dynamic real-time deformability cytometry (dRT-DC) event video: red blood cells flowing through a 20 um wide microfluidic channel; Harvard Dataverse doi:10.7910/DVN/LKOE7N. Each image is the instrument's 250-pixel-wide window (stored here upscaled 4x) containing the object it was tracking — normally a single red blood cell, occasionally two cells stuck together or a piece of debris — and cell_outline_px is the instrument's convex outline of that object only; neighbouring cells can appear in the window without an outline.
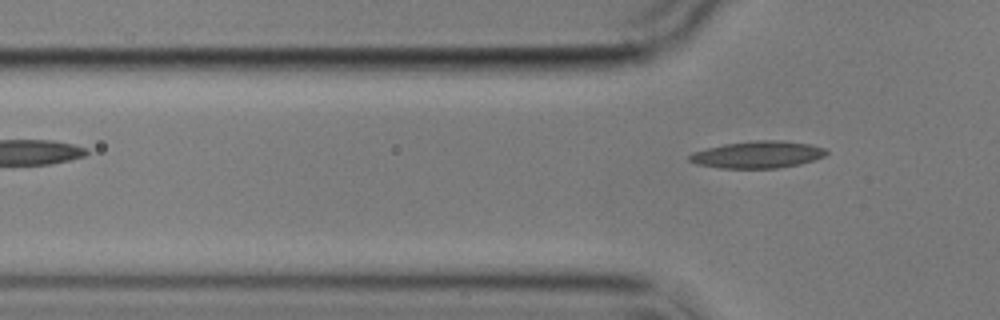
{"species": "common noctule bat (a hibernating species)", "species_latin": "Nyctalus noctula", "temperature_condition": "cold", "stored_images_in_passage": 4, "camera_frame_rate_fps": 3000, "um_per_image_px": 0.085, "animal": {"sex": "male", "body_mass_g": 17.9}, "frame": {"image": 1, "passage_image": 4, "time_ms": 3.667, "image_size_px": [1000, 320], "cell_outline_px": [[828, 152], [824, 156], [800, 164], [780, 168], [720, 168], [696, 164], [688, 160], [688, 156], [692, 152], [724, 144], [756, 140], [780, 140], [812, 144], [824, 148]], "centroid_in_image_um": [64.39, 13.14], "position_along_channel_um": 61.4, "area_um2": 21.56}}